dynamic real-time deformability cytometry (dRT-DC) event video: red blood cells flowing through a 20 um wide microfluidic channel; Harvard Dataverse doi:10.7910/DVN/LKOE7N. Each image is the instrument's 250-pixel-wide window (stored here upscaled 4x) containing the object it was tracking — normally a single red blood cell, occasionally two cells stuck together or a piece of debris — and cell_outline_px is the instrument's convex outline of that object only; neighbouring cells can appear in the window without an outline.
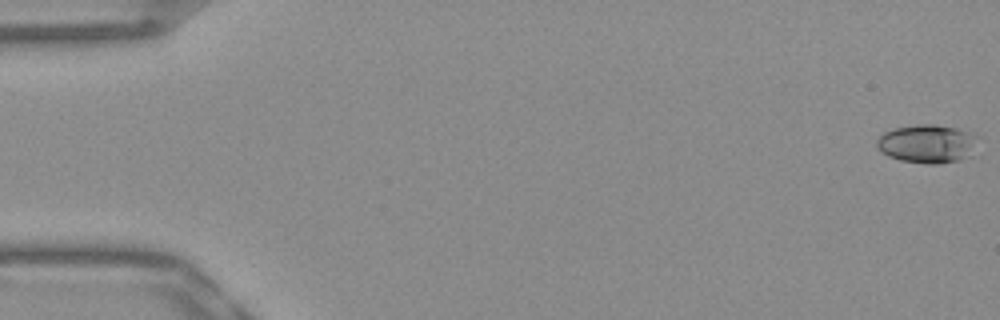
{"species": "Egyptian fruit bat (a non-hibernating species)", "species_latin": "Rousettus aegyptiacus", "temperature_condition": "warm", "stored_images_in_passage": 53, "camera_frame_rate_fps": 3000, "um_per_image_px": 0.085, "frame": {"image": 1, "passage_image": 1, "time_ms": 0.0, "image_size_px": [1000, 320], "cell_outline_px": [[980, 136], [972, 156], [956, 160], [936, 164], [928, 164], [900, 160], [888, 156], [880, 152], [876, 148], [876, 140], [884, 132], [896, 128], [916, 124], [936, 124], [976, 132]], "centroid_in_image_um": [78.86, 12.2], "position_along_channel_um": 6.1, "area_um2": 23.18}}
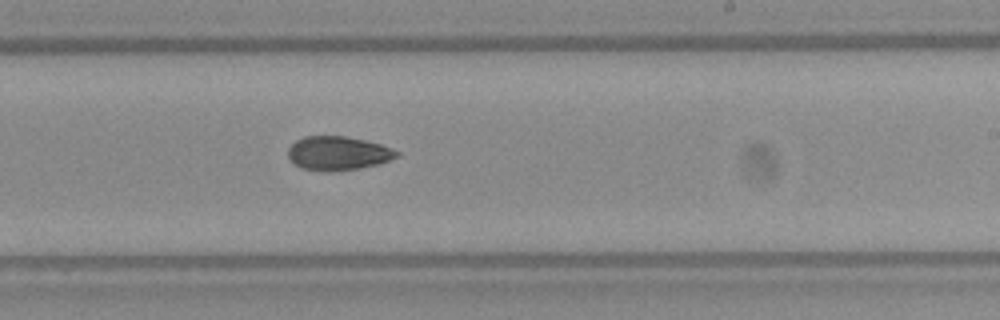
{"frame": {"image": 2, "passage_image": 32, "time_ms": 10.333, "image_size_px": [1000, 320], "cell_outline_px": [[400, 156], [380, 164], [360, 168], [328, 172], [324, 172], [300, 168], [292, 164], [288, 156], [288, 148], [296, 140], [304, 136], [344, 136], [364, 140], [380, 144], [400, 152]], "centroid_in_image_um": [28.71, 13.04], "position_along_channel_um": 260.3, "area_um2": 21.73}}
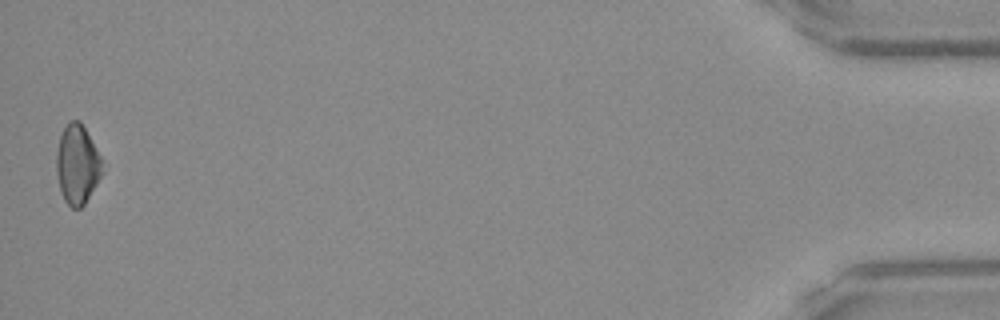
{"frame": {"image": 3, "passage_image": 52, "time_ms": 17.0, "image_size_px": [1000, 320], "cell_outline_px": [[104, 172], [84, 204], [80, 208], [72, 208], [64, 200], [60, 192], [56, 172], [56, 152], [60, 136], [68, 120], [80, 120], [104, 160]], "centroid_in_image_um": [6.59, 13.96], "position_along_channel_um": 428.6, "area_um2": 21.62}}